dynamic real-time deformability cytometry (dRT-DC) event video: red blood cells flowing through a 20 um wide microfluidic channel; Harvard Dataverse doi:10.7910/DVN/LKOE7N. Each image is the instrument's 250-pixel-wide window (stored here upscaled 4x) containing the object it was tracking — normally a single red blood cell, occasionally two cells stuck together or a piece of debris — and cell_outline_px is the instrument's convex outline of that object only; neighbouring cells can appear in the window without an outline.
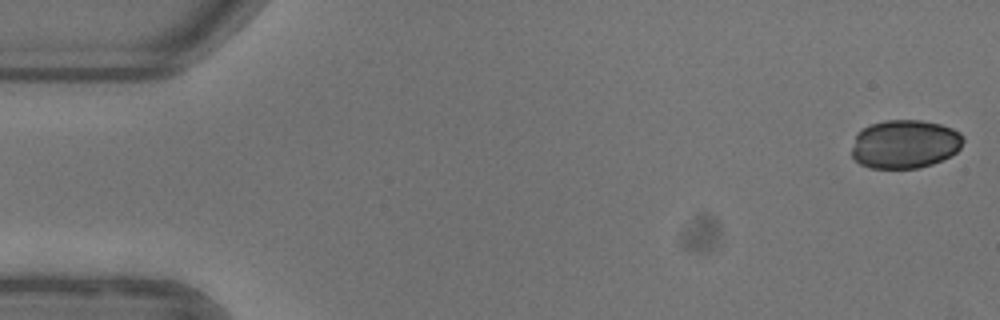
{"species": "common noctule bat (a hibernating species)", "species_latin": "Nyctalus noctula", "temperature_condition": "warm", "stored_images_in_passage": 52, "camera_frame_rate_fps": 3000, "um_per_image_px": 0.085, "animal": {"sex": "female"}, "frame": {"image": 1, "passage_image": 1, "time_ms": 0.0, "image_size_px": [1000, 320], "cell_outline_px": [[964, 140], [960, 148], [956, 152], [932, 164], [916, 168], [868, 168], [860, 164], [852, 156], [852, 148], [856, 136], [864, 128], [872, 124], [884, 120], [920, 120], [940, 124], [952, 128], [960, 132], [964, 136]], "centroid_in_image_um": [76.92, 12.25], "position_along_channel_um": 8.1, "area_um2": 31.44}}
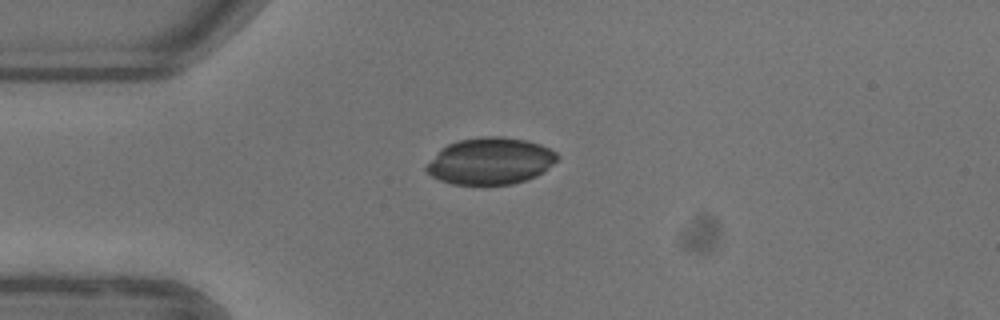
{"frame": {"image": 2, "passage_image": 13, "time_ms": 4.0, "image_size_px": [1000, 320], "cell_outline_px": [[560, 156], [552, 164], [536, 176], [512, 184], [452, 184], [440, 180], [432, 176], [424, 168], [424, 164], [440, 148], [448, 144], [460, 140], [484, 136], [504, 136], [524, 140], [540, 144], [556, 152]], "centroid_in_image_um": [41.63, 13.68], "position_along_channel_um": 43.4, "area_um2": 35.6}}